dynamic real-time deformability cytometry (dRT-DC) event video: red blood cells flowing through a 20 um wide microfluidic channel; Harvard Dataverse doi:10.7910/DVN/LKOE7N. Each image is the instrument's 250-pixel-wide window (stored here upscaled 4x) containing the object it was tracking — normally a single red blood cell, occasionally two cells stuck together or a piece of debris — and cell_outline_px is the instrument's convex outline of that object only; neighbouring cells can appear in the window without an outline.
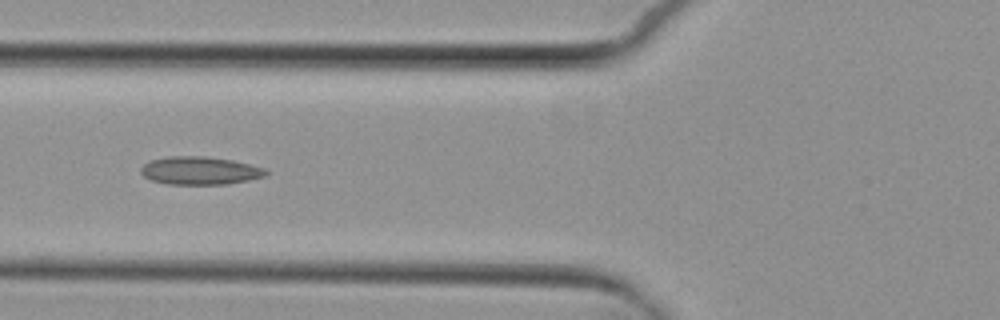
{"species": "common noctule bat (a hibernating species)", "species_latin": "Nyctalus noctula", "temperature_condition": "cold", "stored_images_in_passage": 6, "camera_frame_rate_fps": 3000, "um_per_image_px": 0.085, "animal": {"sex": "female", "body_mass_g": 29.2, "forearm_length_mm": 56.3}, "frame": {"image": 1, "passage_image": 4, "time_ms": 3.667, "image_size_px": [1000, 320], "cell_outline_px": [[268, 172], [264, 176], [248, 180], [228, 184], [168, 184], [152, 180], [144, 176], [140, 172], [140, 168], [144, 164], [152, 160], [168, 156], [204, 156], [232, 160], [264, 168]], "centroid_in_image_um": [16.97, 14.5], "position_along_channel_um": 108.8, "area_um2": 20.23}}
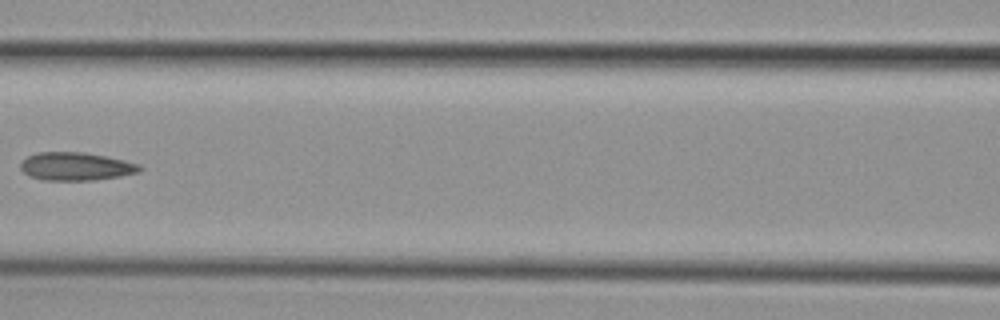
{"frame": {"image": 2, "passage_image": 5, "time_ms": 5.0, "image_size_px": [1000, 320], "cell_outline_px": [[144, 168], [140, 172], [120, 176], [96, 180], [44, 180], [28, 176], [20, 168], [20, 160], [36, 152], [84, 152], [124, 160], [140, 164]], "centroid_in_image_um": [6.45, 14.14], "position_along_channel_um": 160.2, "area_um2": 19.71}}
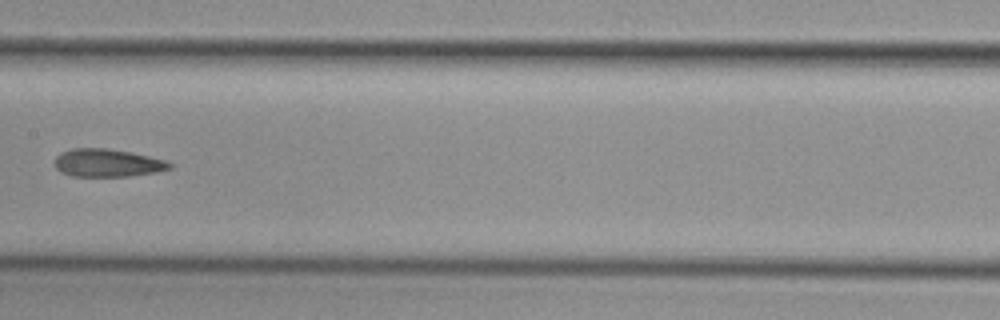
{"frame": {"image": 3, "passage_image": 6, "time_ms": 6.0, "image_size_px": [1000, 320], "cell_outline_px": [[172, 168], [156, 172], [128, 176], [72, 176], [60, 172], [56, 168], [56, 156], [60, 152], [72, 148], [108, 148], [148, 156], [164, 160], [172, 164]], "centroid_in_image_um": [9.1, 13.85], "position_along_channel_um": 198.3, "area_um2": 18.55}}